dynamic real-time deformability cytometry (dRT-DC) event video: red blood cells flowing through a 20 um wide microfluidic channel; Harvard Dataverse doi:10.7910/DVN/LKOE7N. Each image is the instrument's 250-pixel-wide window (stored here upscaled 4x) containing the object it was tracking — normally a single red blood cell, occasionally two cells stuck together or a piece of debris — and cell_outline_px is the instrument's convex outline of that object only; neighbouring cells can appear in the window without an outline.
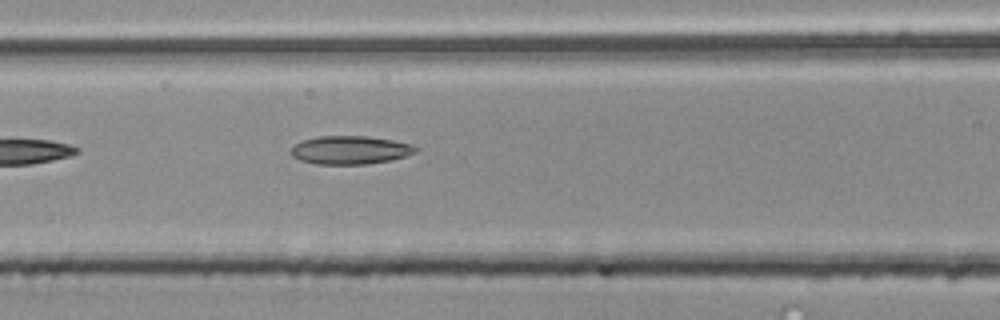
{"species": "common noctule bat (a hibernating species)", "species_latin": "Nyctalus noctula", "temperature_condition": "room temperature", "stored_images_in_passage": 4, "camera_frame_rate_fps": 3000, "um_per_image_px": 0.085, "animal": {"sex": "male", "body_mass_g": 20.4}, "frame": {"image": 1, "passage_image": 4, "time_ms": 1.0, "image_size_px": [1000, 320], "cell_outline_px": [[420, 148], [416, 152], [392, 160], [368, 164], [316, 164], [300, 160], [292, 156], [292, 148], [300, 140], [316, 136], [368, 136], [392, 140], [412, 144]], "centroid_in_image_um": [29.78, 12.75], "position_along_channel_um": 136.8, "area_um2": 20.69}}